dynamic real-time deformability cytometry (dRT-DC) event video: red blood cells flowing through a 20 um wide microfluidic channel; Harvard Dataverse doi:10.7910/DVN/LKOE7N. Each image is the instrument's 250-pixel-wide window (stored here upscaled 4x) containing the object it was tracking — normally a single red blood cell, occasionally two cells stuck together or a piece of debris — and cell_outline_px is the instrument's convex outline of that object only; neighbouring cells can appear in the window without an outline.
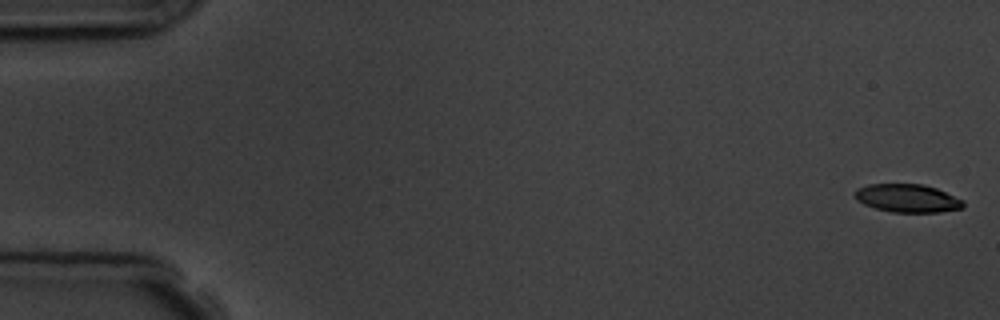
{"species": "common noctule bat (a hibernating species)", "species_latin": "Nyctalus noctula", "temperature_condition": "room temperature", "stored_images_in_passage": 8, "camera_frame_rate_fps": 3000, "um_per_image_px": 0.085, "animal": {"sex": "male", "body_mass_g": 19.5, "forearm_length_mm": 54.6}, "frame": {"image": 1, "passage_image": 1, "time_ms": 0.0, "image_size_px": [1000, 320], "cell_outline_px": [[964, 208], [940, 212], [892, 212], [876, 208], [864, 204], [856, 200], [852, 196], [852, 192], [856, 188], [868, 184], [924, 184], [936, 188], [964, 200]], "centroid_in_image_um": [77.1, 16.84], "position_along_channel_um": 7.9, "area_um2": 18.03}}
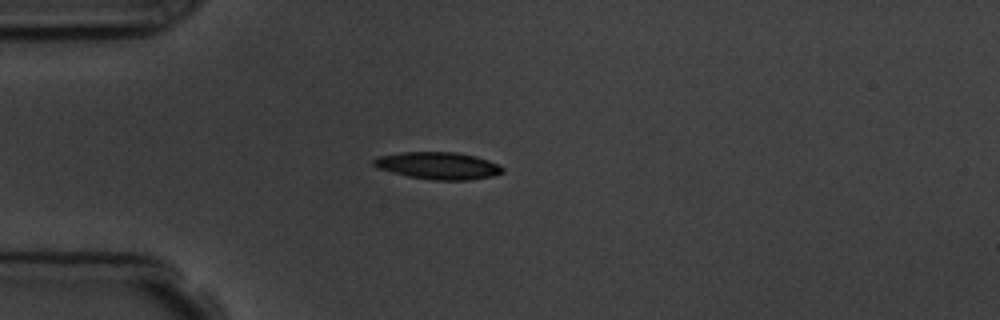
{"frame": {"image": 2, "passage_image": 5, "time_ms": 4.667, "image_size_px": [1000, 320], "cell_outline_px": [[504, 172], [492, 176], [468, 180], [432, 180], [408, 176], [376, 168], [372, 164], [372, 160], [376, 156], [400, 152], [456, 152], [476, 156], [500, 164], [504, 168]], "centroid_in_image_um": [37.23, 14.07], "position_along_channel_um": 47.8, "area_um2": 20.63}}
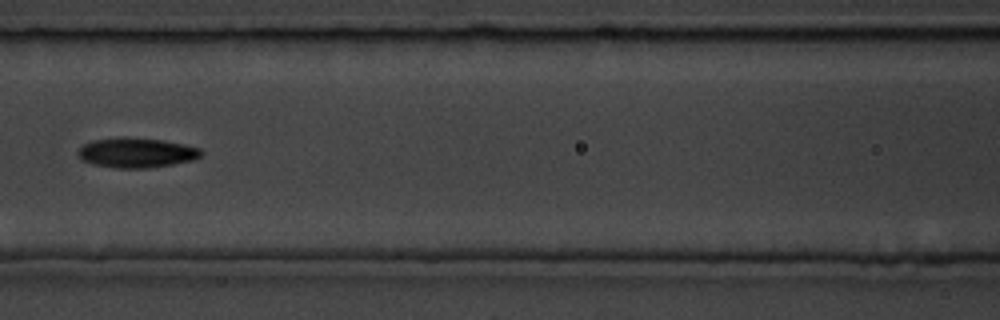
{"frame": {"image": 3, "passage_image": 8, "time_ms": 8.0, "image_size_px": [1000, 320], "cell_outline_px": [[204, 152], [196, 160], [148, 168], [116, 168], [92, 164], [84, 160], [76, 152], [84, 144], [92, 140], [120, 136], [124, 136], [160, 140], [184, 144], [200, 148]], "centroid_in_image_um": [11.61, 12.97], "position_along_channel_um": 155.0, "area_um2": 21.56}}